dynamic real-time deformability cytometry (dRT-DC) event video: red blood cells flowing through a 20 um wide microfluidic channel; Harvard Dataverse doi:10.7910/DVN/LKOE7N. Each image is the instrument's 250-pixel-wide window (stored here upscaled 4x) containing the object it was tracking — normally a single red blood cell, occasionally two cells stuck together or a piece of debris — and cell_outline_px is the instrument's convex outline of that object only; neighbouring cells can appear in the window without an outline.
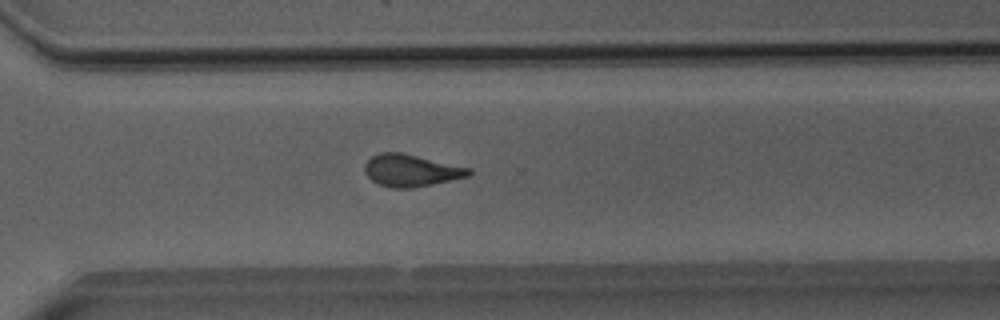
{"species": "Egyptian fruit bat (a non-hibernating species)", "species_latin": "Rousettus aegyptiacus", "temperature_condition": "room temperature", "stored_images_in_passage": 35, "camera_frame_rate_fps": 3000, "um_per_image_px": 0.085, "animal": {"sex": "male"}, "frame": {"image": 1, "passage_image": 30, "time_ms": 9.667, "image_size_px": [1000, 320], "cell_outline_px": [[472, 172], [468, 176], [432, 184], [412, 188], [392, 188], [376, 184], [364, 172], [364, 164], [372, 156], [380, 152], [400, 152], [472, 168]], "centroid_in_image_um": [34.91, 14.49], "position_along_channel_um": 335.7, "area_um2": 19.48}}